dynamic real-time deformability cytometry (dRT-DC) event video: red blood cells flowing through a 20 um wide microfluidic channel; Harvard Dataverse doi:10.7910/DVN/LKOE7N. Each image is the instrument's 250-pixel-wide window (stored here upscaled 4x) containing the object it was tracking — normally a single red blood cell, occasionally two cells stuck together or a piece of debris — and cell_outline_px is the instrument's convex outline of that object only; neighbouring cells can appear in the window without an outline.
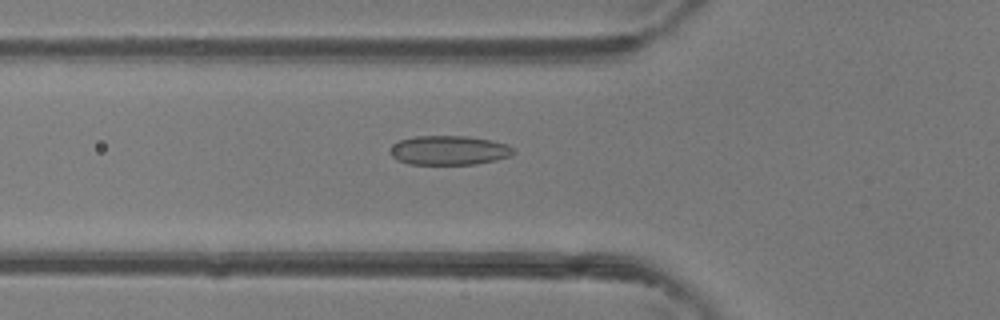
{"species": "common noctule bat (a hibernating species)", "species_latin": "Nyctalus noctula", "temperature_condition": "room temperature", "stored_images_in_passage": 47, "camera_frame_rate_fps": 3000, "um_per_image_px": 0.085, "animal": {"sex": "female"}, "frame": {"image": 1, "passage_image": 17, "time_ms": 5.333, "image_size_px": [1000, 320], "cell_outline_px": [[516, 152], [512, 156], [496, 160], [476, 164], [408, 164], [396, 160], [388, 152], [392, 144], [400, 140], [416, 136], [468, 136], [492, 140], [508, 144]], "centroid_in_image_um": [38.17, 12.78], "position_along_channel_um": 87.6, "area_um2": 21.33}}
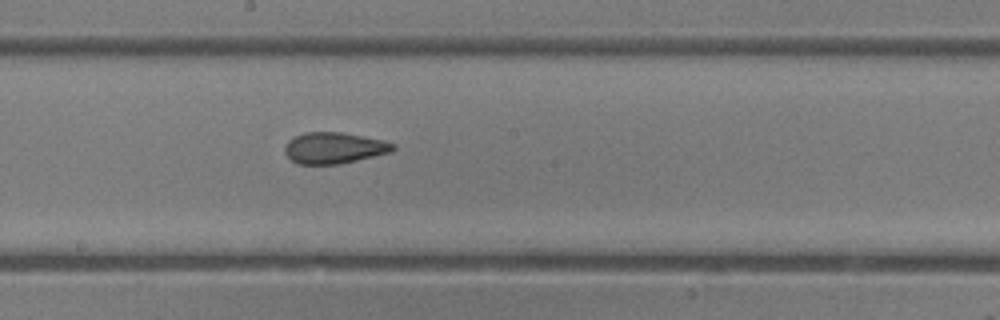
{"frame": {"image": 2, "passage_image": 26, "time_ms": 8.333, "image_size_px": [1000, 320], "cell_outline_px": [[396, 148], [392, 152], [340, 164], [300, 164], [292, 160], [284, 152], [284, 148], [288, 140], [304, 132], [340, 132], [384, 140], [396, 144]], "centroid_in_image_um": [28.42, 12.57], "position_along_channel_um": 219.8, "area_um2": 19.71}}
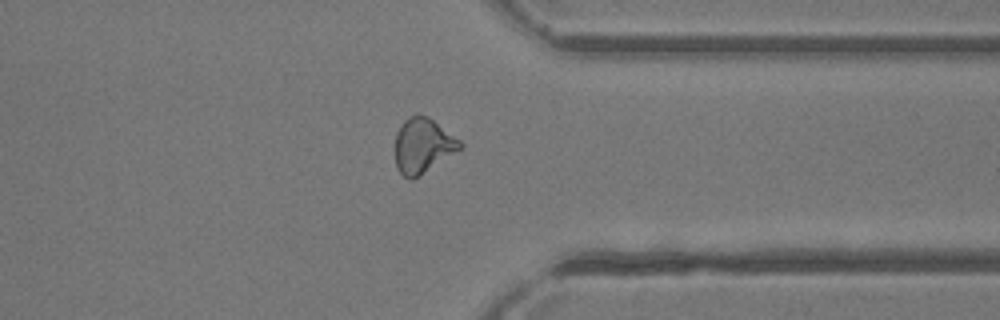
{"frame": {"image": 3, "passage_image": 37, "time_ms": 12.0, "image_size_px": [1000, 320], "cell_outline_px": [[464, 148], [412, 180], [408, 180], [396, 168], [396, 132], [404, 120], [408, 116], [416, 112], [428, 116], [460, 140], [464, 144]], "centroid_in_image_um": [35.96, 12.36], "position_along_channel_um": 375.4, "area_um2": 21.04}, "authors_computed_cell_mechanics": {"area_um2": 20.9814, "velocity_mm_per_s": 4.3777, "shape_relaxation_time_tau1_ms": 4.1187, "shape_relaxation_time_tau2_ms": 1.7818, "deformation_change_tau1": 0.1134, "deformation_change_tau2": 0.0835}}